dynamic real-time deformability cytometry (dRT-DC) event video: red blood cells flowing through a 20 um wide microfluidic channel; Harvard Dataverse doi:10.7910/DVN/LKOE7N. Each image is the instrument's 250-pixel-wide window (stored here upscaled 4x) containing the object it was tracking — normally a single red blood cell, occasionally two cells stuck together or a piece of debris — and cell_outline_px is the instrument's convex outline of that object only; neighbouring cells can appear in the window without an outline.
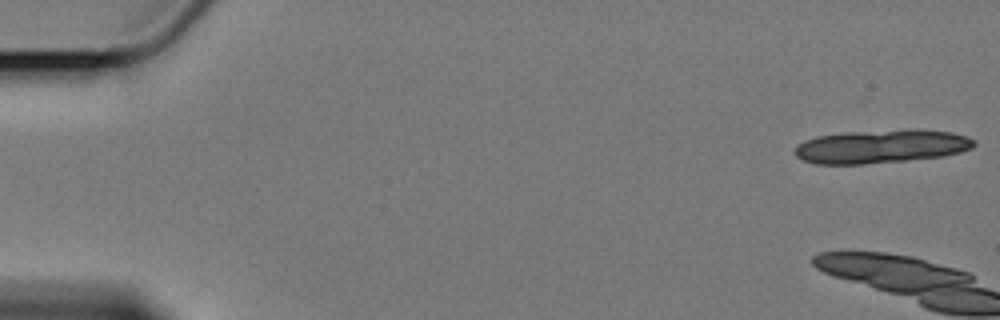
{"species": "Egyptian fruit bat (a non-hibernating species)", "species_latin": "Rousettus aegyptiacus", "temperature_condition": "cold", "stored_images_in_passage": 4, "camera_frame_rate_fps": 3000, "um_per_image_px": 0.085, "animal": {"sex": "female"}, "frame": {"image": 1, "passage_image": 1, "time_ms": 0.0, "image_size_px": [1000, 320], "cell_outline_px": [[976, 144], [972, 148], [960, 152], [944, 156], [864, 164], [816, 164], [804, 160], [796, 156], [796, 148], [804, 140], [816, 136], [844, 132], [908, 128], [916, 128], [952, 132], [968, 136], [976, 140]], "centroid_in_image_um": [74.96, 12.42], "position_along_channel_um": 10.0, "area_um2": 35.37}}